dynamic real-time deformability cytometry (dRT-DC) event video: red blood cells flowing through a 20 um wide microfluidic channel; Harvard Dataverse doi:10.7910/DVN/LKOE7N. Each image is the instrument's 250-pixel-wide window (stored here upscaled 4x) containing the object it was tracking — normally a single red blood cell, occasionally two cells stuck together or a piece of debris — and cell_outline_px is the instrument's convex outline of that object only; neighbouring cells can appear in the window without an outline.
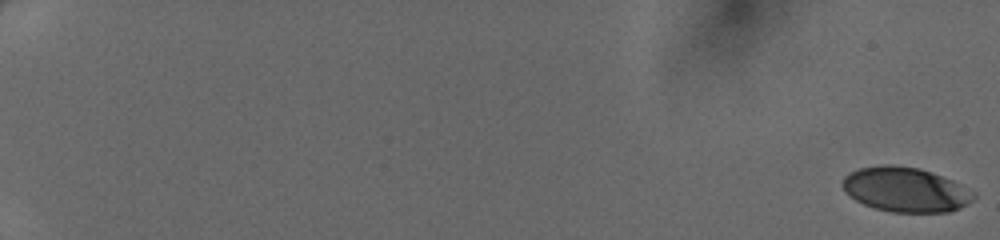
{"species": "human", "species_latin": "Homo sapiens", "temperature_condition": "cold", "stored_images_in_passage": 50, "camera_frame_rate_fps": 3000, "um_per_image_px": 0.085, "donor": {"sex": "female"}, "frame": {"image": 1, "passage_image": 1, "time_ms": 0.0, "image_size_px": [1000, 240], "cell_outline_px": [[976, 196], [968, 204], [960, 208], [948, 212], [892, 212], [876, 208], [864, 204], [856, 200], [844, 192], [840, 184], [844, 176], [848, 172], [860, 168], [880, 164], [892, 164], [920, 168], [932, 172], [952, 180], [976, 192]], "centroid_in_image_um": [76.95, 16.1], "position_along_channel_um": 8.0, "area_um2": 34.51}}
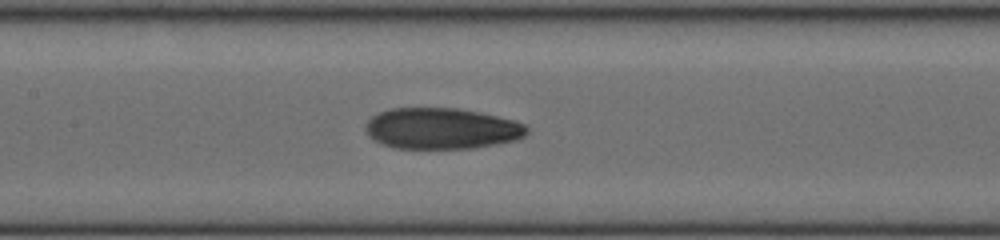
{"frame": {"image": 2, "passage_image": 28, "time_ms": 9.0, "image_size_px": [1000, 240], "cell_outline_px": [[528, 132], [524, 136], [516, 140], [476, 148], [392, 148], [380, 144], [368, 136], [364, 132], [364, 124], [372, 116], [380, 112], [392, 108], [456, 108], [516, 120], [524, 124], [528, 128]], "centroid_in_image_um": [37.5, 10.93], "position_along_channel_um": 169.9, "area_um2": 38.84}}
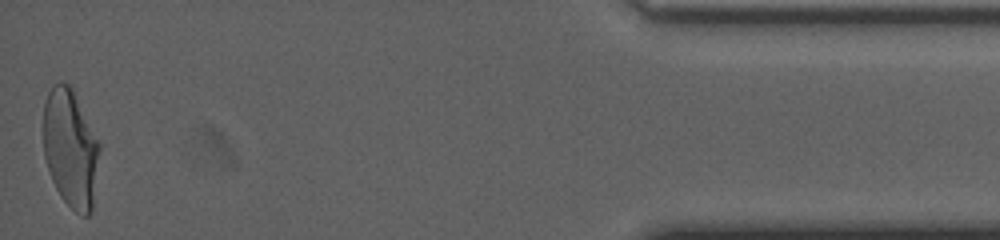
{"frame": {"image": 3, "passage_image": 50, "time_ms": 16.333, "image_size_px": [1000, 240], "cell_outline_px": [[100, 148], [92, 212], [88, 216], [80, 216], [60, 196], [52, 180], [44, 156], [44, 104], [48, 92], [52, 84], [60, 80], [68, 84], [72, 88], [100, 144]], "centroid_in_image_um": [5.99, 12.61], "position_along_channel_um": 429.2, "area_um2": 38.61}}